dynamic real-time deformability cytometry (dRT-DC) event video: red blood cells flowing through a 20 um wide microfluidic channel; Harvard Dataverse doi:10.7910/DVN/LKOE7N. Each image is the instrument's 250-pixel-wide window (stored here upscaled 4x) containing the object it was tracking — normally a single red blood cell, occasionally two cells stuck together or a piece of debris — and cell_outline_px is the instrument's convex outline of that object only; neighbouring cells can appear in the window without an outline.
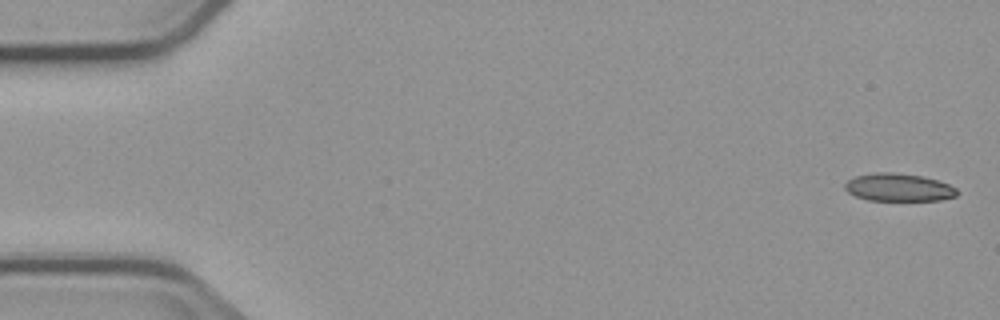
{"species": "common noctule bat (a hibernating species)", "species_latin": "Nyctalus noctula", "temperature_condition": "cold", "stored_images_in_passage": 5, "camera_frame_rate_fps": 3000, "um_per_image_px": 0.085, "animal": {"sex": "male", "body_mass_g": 23.1, "forearm_length_mm": 52.7}, "frame": {"image": 1, "passage_image": 1, "time_ms": 0.0, "image_size_px": [1000, 320], "cell_outline_px": [[960, 192], [956, 196], [940, 200], [868, 200], [856, 196], [848, 192], [844, 188], [844, 184], [848, 180], [856, 176], [876, 172], [892, 172], [924, 176], [948, 184], [956, 188]], "centroid_in_image_um": [76.39, 15.92], "position_along_channel_um": 8.6, "area_um2": 18.15}}
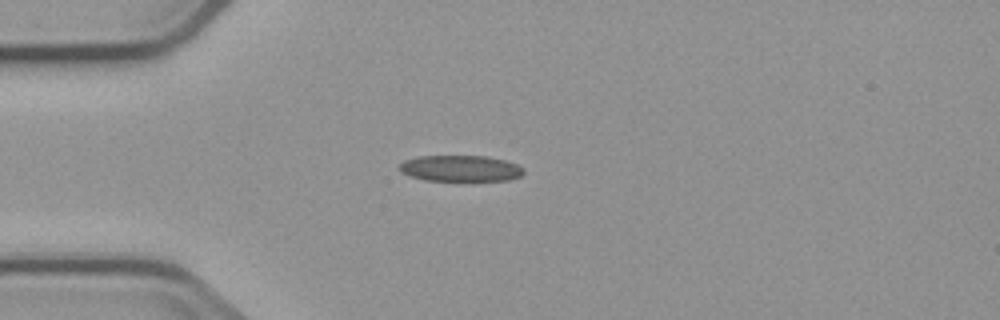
{"frame": {"image": 2, "passage_image": 4, "time_ms": 4.333, "image_size_px": [1000, 320], "cell_outline_px": [[524, 172], [520, 176], [508, 180], [472, 184], [460, 184], [424, 180], [408, 176], [400, 172], [400, 164], [404, 160], [416, 156], [488, 156], [504, 160], [516, 164], [524, 168]], "centroid_in_image_um": [39.14, 14.38], "position_along_channel_um": 45.9, "area_um2": 20.29}}
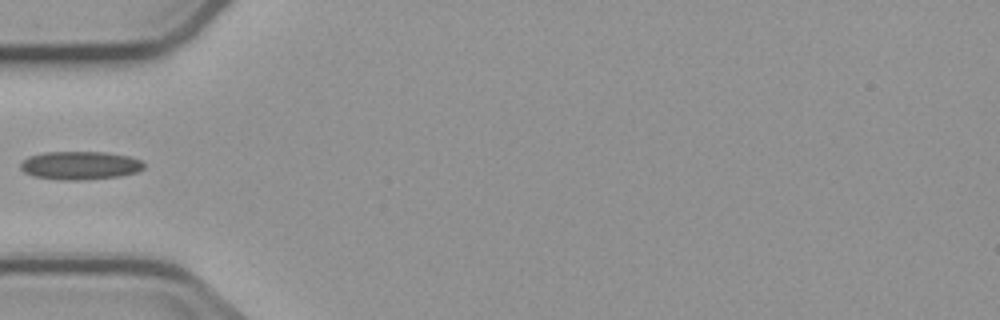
{"frame": {"image": 3, "passage_image": 5, "time_ms": 5.667, "image_size_px": [1000, 320], "cell_outline_px": [[144, 168], [136, 172], [120, 176], [80, 180], [60, 180], [32, 176], [24, 172], [20, 168], [20, 164], [28, 156], [44, 152], [108, 152], [128, 156], [140, 160], [144, 164]], "centroid_in_image_um": [6.78, 14.06], "position_along_channel_um": 78.2, "area_um2": 20.4}}